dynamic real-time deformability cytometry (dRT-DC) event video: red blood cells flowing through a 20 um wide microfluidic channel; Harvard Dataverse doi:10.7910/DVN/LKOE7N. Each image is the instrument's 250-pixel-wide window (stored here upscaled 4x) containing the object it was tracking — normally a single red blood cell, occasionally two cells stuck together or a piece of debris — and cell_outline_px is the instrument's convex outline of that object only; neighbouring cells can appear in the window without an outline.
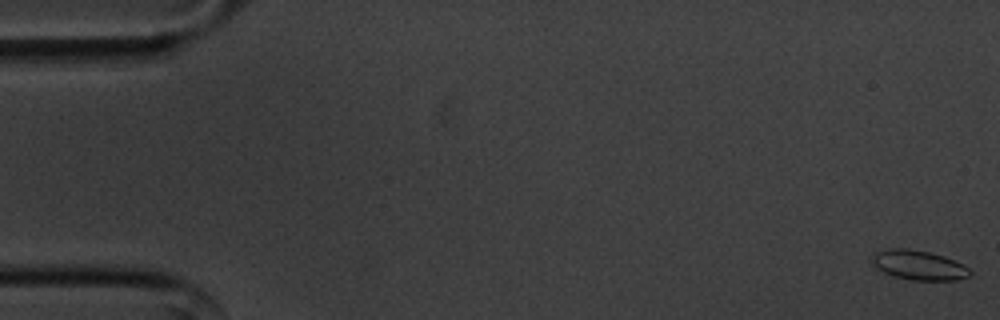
{"species": "common noctule bat (a hibernating species)", "species_latin": "Nyctalus noctula", "temperature_condition": "cold", "stored_images_in_passage": 56, "camera_frame_rate_fps": 3000, "um_per_image_px": 0.085, "animal": {"sex": "male", "body_mass_g": 20.1, "forearm_length_mm": 53.5}, "frame": {"image": 1, "passage_image": 1, "time_ms": 0.0, "image_size_px": [1000, 320], "cell_outline_px": [[972, 272], [968, 276], [956, 280], [912, 280], [892, 276], [876, 268], [872, 264], [868, 256], [872, 252], [888, 248], [908, 248], [932, 252], [944, 256], [968, 268]], "centroid_in_image_um": [77.98, 22.51], "position_along_channel_um": 7.0, "area_um2": 17.17}}
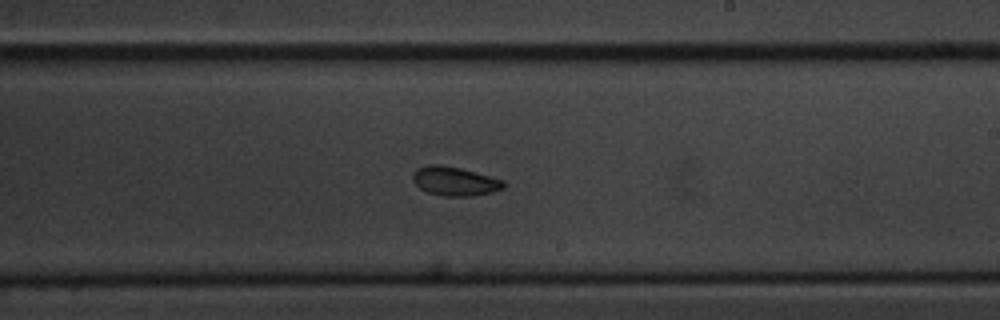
{"frame": {"image": 2, "passage_image": 33, "time_ms": 10.667, "image_size_px": [1000, 320], "cell_outline_px": [[508, 184], [504, 188], [492, 192], [472, 196], [444, 196], [428, 192], [420, 188], [412, 180], [412, 176], [416, 168], [428, 164], [440, 164], [460, 168], [504, 180]], "centroid_in_image_um": [38.66, 15.4], "position_along_channel_um": 250.3, "area_um2": 15.43}}
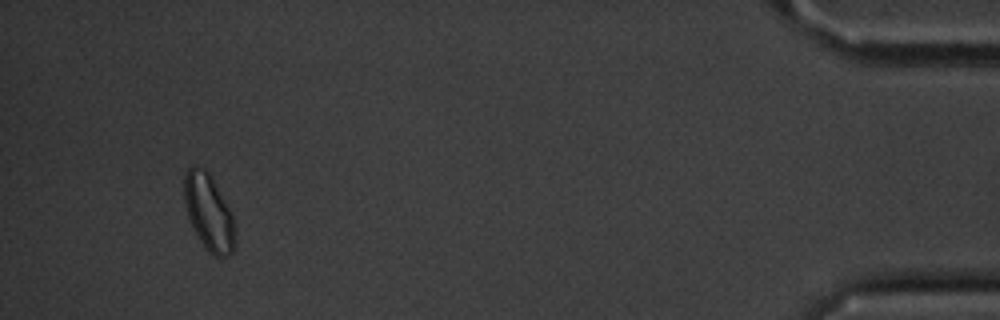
{"frame": {"image": 3, "passage_image": 53, "time_ms": 17.333, "image_size_px": [1000, 320], "cell_outline_px": [[236, 244], [232, 252], [228, 256], [220, 260], [212, 256], [208, 252], [200, 240], [188, 216], [184, 200], [184, 176], [188, 168], [196, 164], [204, 168], [208, 172], [228, 208], [232, 216], [236, 232]], "centroid_in_image_um": [17.76, 18.11], "position_along_channel_um": 417.4, "area_um2": 22.54}, "authors_computed_cell_mechanics": {"area_um2": 15.7794, "velocity_mm_per_s": 3.5728, "shape_relaxation_time_tau1_ms": 2.4989, "shape_relaxation_time_tau2_ms": 3.1302, "deformation_change_tau1": 0.0688, "deformation_change_tau2": 0.0765}}